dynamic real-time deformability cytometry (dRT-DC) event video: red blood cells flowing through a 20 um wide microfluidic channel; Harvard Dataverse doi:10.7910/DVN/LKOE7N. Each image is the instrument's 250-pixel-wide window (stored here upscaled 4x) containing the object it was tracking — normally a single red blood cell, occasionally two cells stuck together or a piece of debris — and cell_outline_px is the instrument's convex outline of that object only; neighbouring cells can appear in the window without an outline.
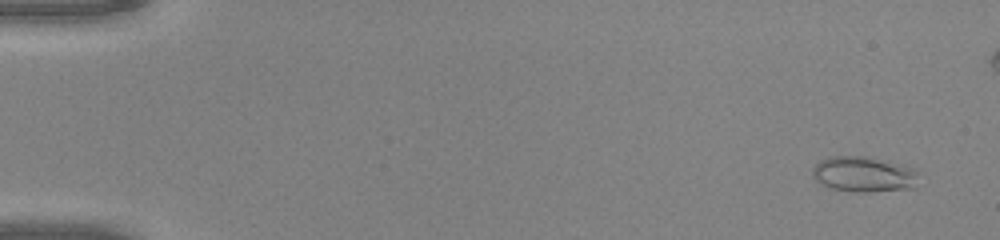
{"species": "common noctule bat (a hibernating species)", "species_latin": "Nyctalus noctula", "temperature_condition": "warm", "stored_images_in_passage": 47, "camera_frame_rate_fps": 3000, "um_per_image_px": 0.085, "animal": {"sex": "male", "body_mass_g": 20.0, "forearm_length_mm": 53.3}, "frame": {"image": 1, "passage_image": 3, "time_ms": 0.667, "image_size_px": [1000, 240], "cell_outline_px": [[916, 188], [868, 192], [856, 192], [828, 188], [816, 180], [812, 172], [812, 168], [820, 160], [828, 156], [868, 156], [904, 164], [912, 168], [916, 172]], "centroid_in_image_um": [73.41, 14.8], "position_along_channel_um": 11.6, "area_um2": 22.2}}
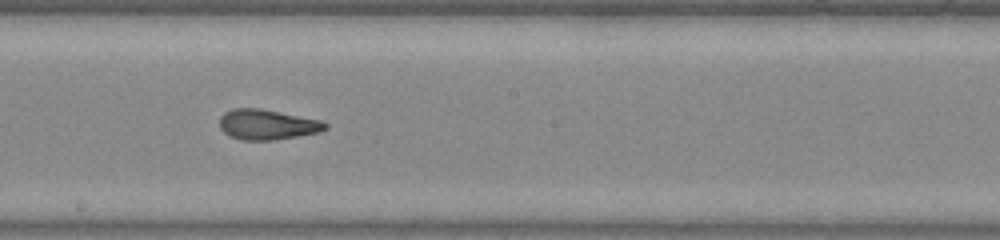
{"frame": {"image": 2, "passage_image": 29, "time_ms": 9.333, "image_size_px": [1000, 240], "cell_outline_px": [[328, 128], [320, 132], [272, 140], [240, 140], [228, 136], [220, 128], [220, 116], [224, 112], [232, 108], [260, 108], [320, 120], [328, 124]], "centroid_in_image_um": [22.68, 10.58], "position_along_channel_um": 225.5, "area_um2": 18.67}}
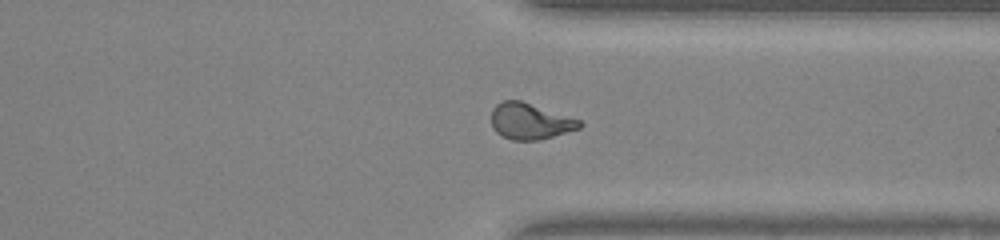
{"frame": {"image": 3, "passage_image": 39, "time_ms": 12.667, "image_size_px": [1000, 240], "cell_outline_px": [[584, 124], [580, 128], [540, 140], [512, 140], [496, 132], [492, 128], [492, 108], [496, 104], [504, 100], [520, 100], [580, 120]], "centroid_in_image_um": [45.04, 10.31], "position_along_channel_um": 366.4, "area_um2": 18.44}}